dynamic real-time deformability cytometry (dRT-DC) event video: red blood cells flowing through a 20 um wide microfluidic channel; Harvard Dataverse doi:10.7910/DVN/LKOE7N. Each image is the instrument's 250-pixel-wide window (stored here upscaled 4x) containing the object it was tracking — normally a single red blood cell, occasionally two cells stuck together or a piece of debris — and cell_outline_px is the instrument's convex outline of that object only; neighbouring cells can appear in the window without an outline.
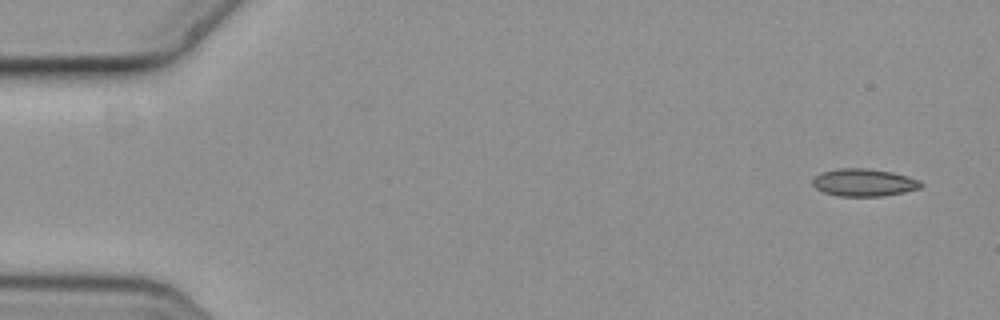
{"species": "common noctule bat (a hibernating species)", "species_latin": "Nyctalus noctula", "temperature_condition": "cold", "stored_images_in_passage": 6, "camera_frame_rate_fps": 3000, "um_per_image_px": 0.085, "animal": {"sex": "female", "body_mass_g": 19.3, "forearm_length_mm": 54.1}, "frame": {"image": 1, "passage_image": 1, "time_ms": 0.0, "image_size_px": [1000, 320], "cell_outline_px": [[924, 184], [920, 188], [904, 192], [884, 196], [840, 196], [824, 192], [816, 188], [812, 184], [812, 180], [820, 172], [840, 168], [868, 168], [892, 172], [916, 180]], "centroid_in_image_um": [73.39, 15.51], "position_along_channel_um": 11.6, "area_um2": 17.22}}